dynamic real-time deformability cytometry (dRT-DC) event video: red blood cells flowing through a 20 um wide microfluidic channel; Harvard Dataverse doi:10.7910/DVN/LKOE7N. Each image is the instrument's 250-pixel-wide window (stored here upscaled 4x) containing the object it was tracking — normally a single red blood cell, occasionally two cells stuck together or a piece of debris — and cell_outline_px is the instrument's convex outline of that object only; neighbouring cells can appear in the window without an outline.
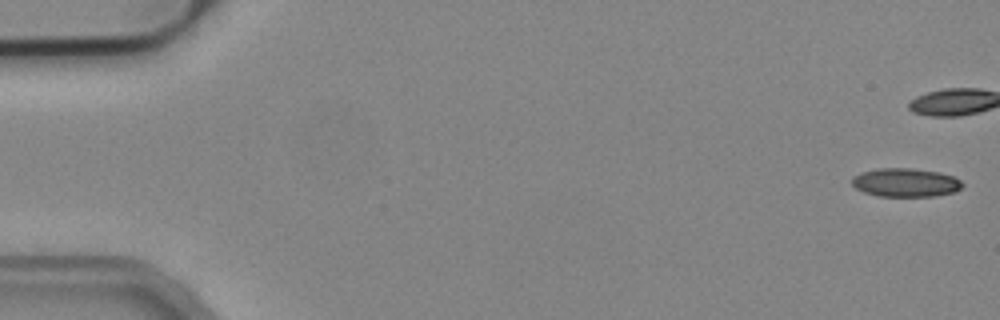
{"species": "common noctule bat (a hibernating species)", "species_latin": "Nyctalus noctula", "temperature_condition": "cold", "stored_images_in_passage": 41, "camera_frame_rate_fps": 3000, "um_per_image_px": 0.085, "animal": {"sex": "male", "body_mass_g": 19.2, "forearm_length_mm": 51.8}, "frame": {"image": 1, "passage_image": 1, "time_ms": 0.0, "image_size_px": [1000, 320], "cell_outline_px": [[964, 184], [956, 192], [936, 196], [880, 196], [864, 192], [856, 188], [852, 184], [852, 176], [860, 172], [876, 168], [912, 168], [940, 172], [952, 176], [960, 180]], "centroid_in_image_um": [76.97, 15.51], "position_along_channel_um": 8.0, "area_um2": 18.55}}